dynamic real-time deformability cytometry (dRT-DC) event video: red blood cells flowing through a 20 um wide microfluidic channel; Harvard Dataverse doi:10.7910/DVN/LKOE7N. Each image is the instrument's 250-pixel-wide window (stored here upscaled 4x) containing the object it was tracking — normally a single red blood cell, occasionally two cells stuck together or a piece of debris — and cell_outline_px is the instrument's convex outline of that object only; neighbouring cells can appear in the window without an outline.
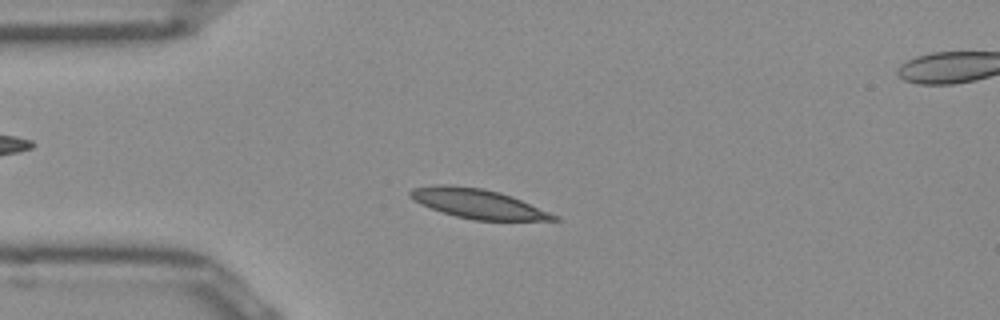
{"species": "Egyptian fruit bat (a non-hibernating species)", "species_latin": "Rousettus aegyptiacus", "temperature_condition": "room temperature", "stored_images_in_passage": 50, "segment_of_instrument_passage": [1, 2], "camera_frame_rate_fps": 3000, "um_per_image_px": 0.085, "frame": {"image": 1, "passage_image": 10, "time_ms": 3.0, "image_size_px": [1000, 320], "cell_outline_px": [[560, 220], [472, 220], [456, 216], [420, 204], [412, 200], [408, 196], [408, 192], [412, 188], [432, 184], [448, 184], [484, 188], [500, 192], [512, 196], [560, 216]], "centroid_in_image_um": [40.59, 17.29], "position_along_channel_um": 44.4, "area_um2": 24.85}}
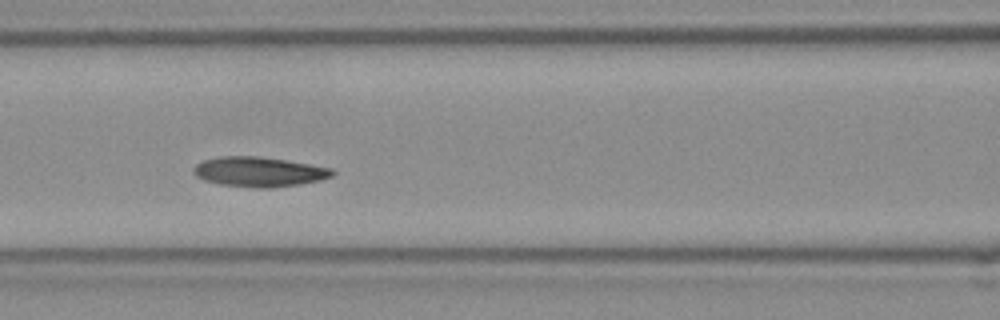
{"frame": {"image": 2, "passage_image": 19, "time_ms": 6.0, "image_size_px": [1000, 320], "cell_outline_px": [[336, 172], [332, 176], [320, 180], [300, 184], [272, 188], [256, 188], [220, 184], [204, 180], [196, 176], [192, 172], [192, 168], [196, 164], [204, 160], [220, 156], [260, 156], [332, 168]], "centroid_in_image_um": [22.0, 14.6], "position_along_channel_um": 144.6, "area_um2": 24.16}}
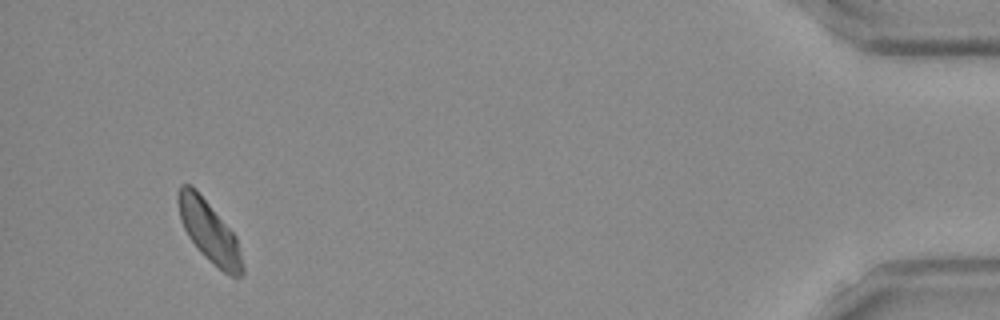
{"frame": {"image": 3, "passage_image": 46, "time_ms": 15.0, "image_size_px": [1000, 320], "cell_outline_px": [[244, 272], [240, 276], [228, 276], [204, 256], [196, 248], [188, 236], [180, 220], [176, 200], [176, 192], [180, 184], [188, 184], [196, 188], [236, 236], [244, 268]], "centroid_in_image_um": [17.74, 19.65], "position_along_channel_um": 417.5, "area_um2": 23.12}}